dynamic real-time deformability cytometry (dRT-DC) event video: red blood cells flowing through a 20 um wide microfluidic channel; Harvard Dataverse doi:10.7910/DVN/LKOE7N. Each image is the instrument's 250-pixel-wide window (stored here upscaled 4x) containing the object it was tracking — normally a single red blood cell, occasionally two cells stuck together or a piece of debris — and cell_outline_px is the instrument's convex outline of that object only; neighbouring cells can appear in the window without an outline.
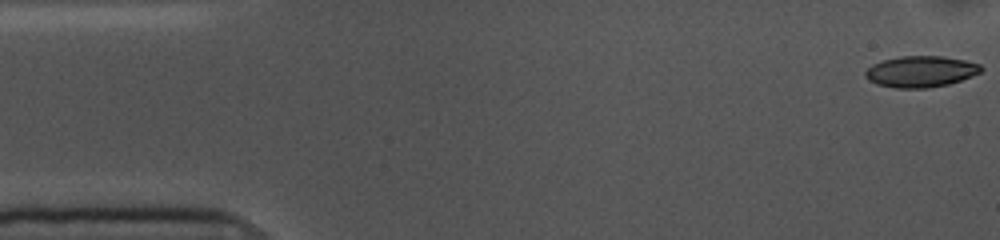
{"species": "common noctule bat (a hibernating species)", "species_latin": "Nyctalus noctula", "temperature_condition": "cold", "stored_images_in_passage": 41, "camera_frame_rate_fps": 3000, "um_per_image_px": 0.085, "animal": {"sex": "female", "body_mass_g": 10.0, "forearm_length_mm": 53.1}, "frame": {"image": 1, "passage_image": 1, "time_ms": 0.0, "image_size_px": [1000, 240], "cell_outline_px": [[984, 68], [980, 72], [972, 76], [948, 84], [928, 88], [896, 88], [876, 84], [868, 80], [864, 76], [864, 72], [872, 64], [884, 60], [900, 56], [944, 56], [964, 60], [980, 64]], "centroid_in_image_um": [78.25, 6.08], "position_along_channel_um": 6.8, "area_um2": 21.1}}
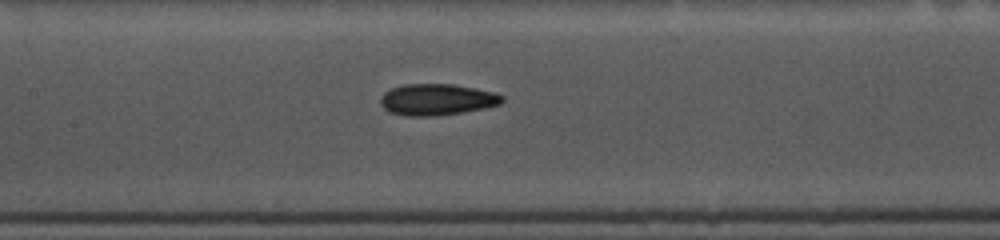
{"frame": {"image": 2, "passage_image": 24, "time_ms": 7.667, "image_size_px": [1000, 240], "cell_outline_px": [[504, 100], [500, 104], [484, 108], [436, 116], [408, 116], [388, 112], [380, 104], [380, 96], [384, 92], [392, 88], [404, 84], [452, 84], [476, 88], [492, 92], [504, 96]], "centroid_in_image_um": [37.11, 8.46], "position_along_channel_um": 170.3, "area_um2": 22.25}}
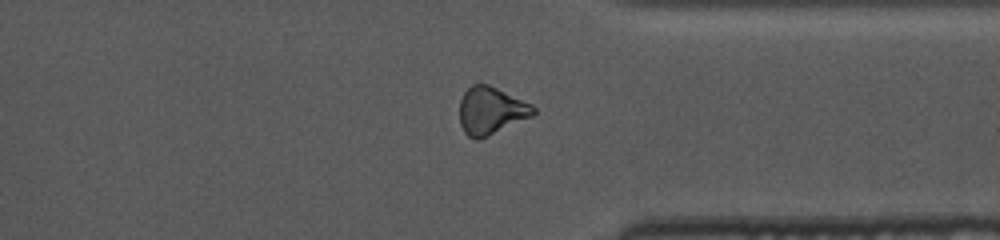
{"frame": {"image": 3, "passage_image": 41, "time_ms": 13.333, "image_size_px": [1000, 240], "cell_outline_px": [[536, 112], [532, 116], [476, 140], [468, 136], [464, 132], [460, 124], [460, 100], [464, 92], [472, 84], [488, 84], [532, 104], [536, 108]], "centroid_in_image_um": [41.72, 9.39], "position_along_channel_um": 369.7, "area_um2": 20.11}, "authors_computed_cell_mechanics": {"area_um2": 21.5016, "velocity_mm_per_s": 3.5954, "shape_relaxation_time_tau1_ms": 7.1033, "shape_relaxation_time_tau2_ms": 5.0469, "deformation_change_tau1": 0.1388, "deformation_change_tau2": 0.1172}}